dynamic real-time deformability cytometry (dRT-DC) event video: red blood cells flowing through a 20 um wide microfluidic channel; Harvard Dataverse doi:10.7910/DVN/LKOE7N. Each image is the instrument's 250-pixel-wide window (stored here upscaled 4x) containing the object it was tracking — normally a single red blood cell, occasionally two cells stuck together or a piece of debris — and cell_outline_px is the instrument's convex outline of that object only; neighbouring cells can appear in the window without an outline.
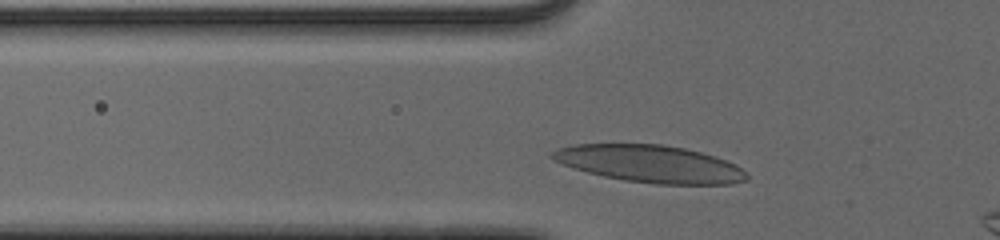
{"species": "human", "species_latin": "Homo sapiens", "temperature_condition": "cold", "stored_images_in_passage": 30, "camera_frame_rate_fps": 3000, "um_per_image_px": 0.085, "donor": {"sex": "male"}, "frame": {"image": 1, "passage_image": 4, "time_ms": 1.0, "image_size_px": [1000, 240], "cell_outline_px": [[748, 180], [732, 184], [656, 184], [624, 180], [604, 176], [572, 168], [552, 160], [548, 156], [552, 152], [560, 148], [576, 144], [660, 144], [684, 148], [700, 152], [724, 160], [740, 168], [748, 176]], "centroid_in_image_um": [55.21, 13.93], "position_along_channel_um": 70.6, "area_um2": 41.91}}
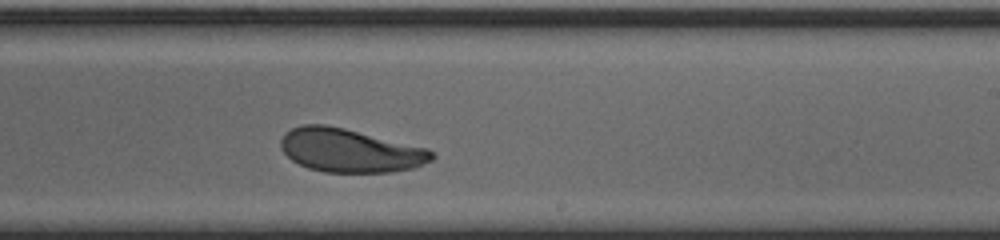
{"frame": {"image": 2, "passage_image": 19, "time_ms": 6.0, "image_size_px": [1000, 240], "cell_outline_px": [[436, 156], [432, 160], [412, 168], [392, 172], [324, 172], [308, 168], [292, 160], [280, 148], [280, 140], [284, 132], [292, 128], [304, 124], [324, 124], [344, 128], [428, 148]], "centroid_in_image_um": [29.73, 12.78], "position_along_channel_um": 259.3, "area_um2": 38.26}}
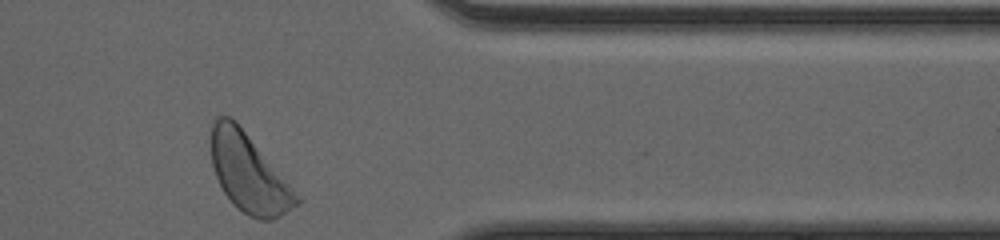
{"frame": {"image": 3, "passage_image": 30, "time_ms": 9.667, "image_size_px": [1000, 240], "cell_outline_px": [[304, 200], [300, 204], [280, 216], [272, 220], [260, 220], [248, 216], [232, 204], [224, 192], [216, 176], [212, 164], [212, 124], [216, 116], [228, 116], [244, 132]], "centroid_in_image_um": [21.17, 14.8], "position_along_channel_um": 390.2, "area_um2": 38.21}, "authors_computed_cell_mechanics": {"area_um2": 38.726, "velocity_mm_per_s": 3.8255, "shape_relaxation_time_tau1_ms": 2.8766, "shape_relaxation_time_tau2_ms": 2.0464, "deformation_change_tau1": 0.1297, "deformation_change_tau2": 0.0784}}